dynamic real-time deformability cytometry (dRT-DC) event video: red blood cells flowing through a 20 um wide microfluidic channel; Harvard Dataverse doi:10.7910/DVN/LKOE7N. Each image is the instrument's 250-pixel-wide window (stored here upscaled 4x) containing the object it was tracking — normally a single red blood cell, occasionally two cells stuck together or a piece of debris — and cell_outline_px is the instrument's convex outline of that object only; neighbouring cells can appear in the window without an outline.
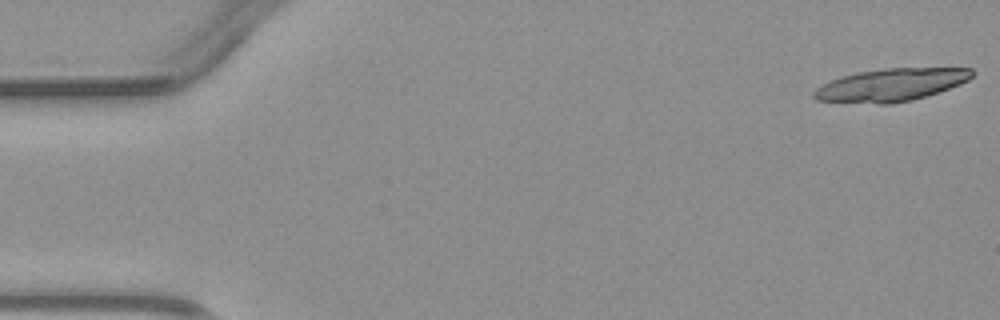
{"species": "common noctule bat (a hibernating species)", "species_latin": "Nyctalus noctula", "temperature_condition": "warm", "stored_images_in_passage": 5, "camera_frame_rate_fps": 3000, "um_per_image_px": 0.085, "animal": {"sex": "male", "body_mass_g": 23.1, "forearm_length_mm": 52.7}, "frame": {"image": 1, "passage_image": 1, "time_ms": 0.0, "image_size_px": [1000, 320], "cell_outline_px": [[976, 72], [968, 80], [960, 84], [912, 100], [892, 104], [880, 104], [816, 100], [812, 96], [812, 92], [816, 88], [832, 80], [844, 76], [860, 72], [884, 68], [972, 68]], "centroid_in_image_um": [75.75, 7.21], "position_along_channel_um": 9.3, "area_um2": 29.77}}
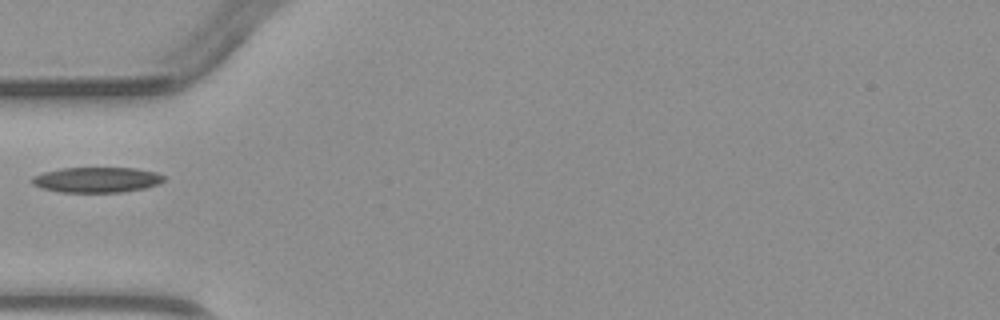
{"frame": {"image": 2, "passage_image": 5, "time_ms": 5.0, "image_size_px": [1000, 320], "cell_outline_px": [[164, 180], [156, 184], [144, 188], [124, 192], [60, 192], [40, 188], [32, 184], [28, 180], [32, 176], [44, 172], [60, 168], [136, 168], [156, 172], [164, 176]], "centroid_in_image_um": [8.16, 15.28], "position_along_channel_um": 76.8, "area_um2": 19.59}}